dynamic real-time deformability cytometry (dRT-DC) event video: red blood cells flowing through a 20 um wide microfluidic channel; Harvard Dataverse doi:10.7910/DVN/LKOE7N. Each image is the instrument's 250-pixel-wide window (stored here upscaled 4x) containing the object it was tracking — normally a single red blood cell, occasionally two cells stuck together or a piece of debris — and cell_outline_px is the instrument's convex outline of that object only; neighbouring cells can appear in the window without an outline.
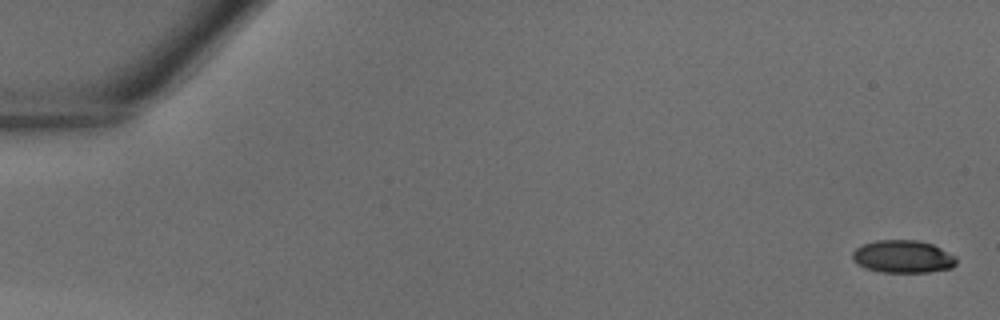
{"species": "common noctule bat (a hibernating species)", "species_latin": "Nyctalus noctula", "temperature_condition": "warm", "stored_images_in_passage": 41, "camera_frame_rate_fps": 3000, "um_per_image_px": 0.085, "animal": {"sex": "male", "body_mass_g": 18.8}, "frame": {"image": 1, "passage_image": 1, "time_ms": 0.0, "image_size_px": [1000, 320], "cell_outline_px": [[956, 264], [952, 268], [928, 272], [880, 272], [864, 268], [856, 264], [852, 260], [852, 252], [856, 248], [864, 244], [876, 240], [916, 240], [932, 244], [956, 256]], "centroid_in_image_um": [76.72, 21.82], "position_along_channel_um": 8.3, "area_um2": 19.88}}
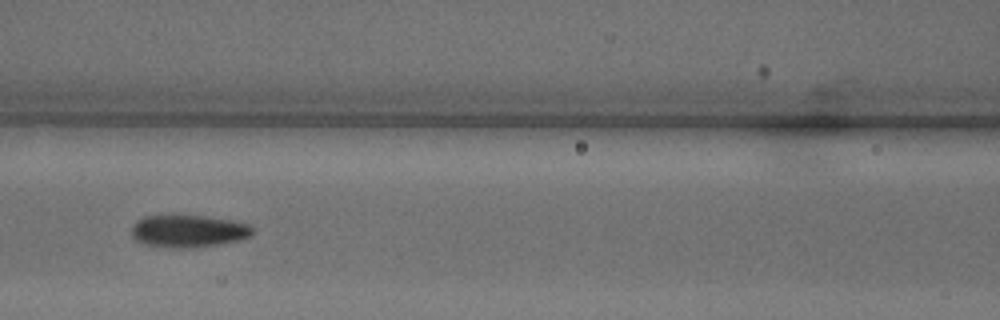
{"frame": {"image": 2, "passage_image": 19, "time_ms": 6.0, "image_size_px": [1000, 320], "cell_outline_px": [[252, 236], [240, 240], [220, 244], [184, 248], [176, 248], [144, 244], [136, 240], [132, 236], [132, 224], [136, 220], [144, 216], [172, 212], [208, 216], [248, 224], [252, 228]], "centroid_in_image_um": [15.95, 19.59], "position_along_channel_um": 150.7, "area_um2": 23.58}}
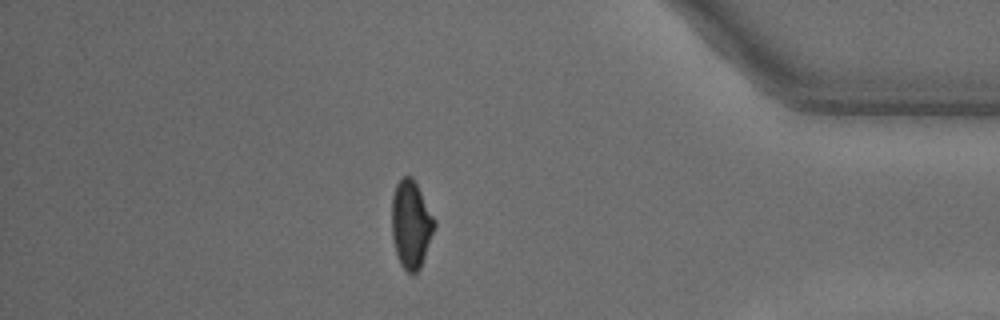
{"frame": {"image": 3, "passage_image": 36, "time_ms": 11.667, "image_size_px": [1000, 320], "cell_outline_px": [[436, 224], [420, 268], [412, 276], [400, 264], [396, 252], [392, 236], [392, 196], [396, 184], [404, 176], [412, 176], [436, 220]], "centroid_in_image_um": [34.93, 19.07], "position_along_channel_um": 400.3, "area_um2": 21.68}}